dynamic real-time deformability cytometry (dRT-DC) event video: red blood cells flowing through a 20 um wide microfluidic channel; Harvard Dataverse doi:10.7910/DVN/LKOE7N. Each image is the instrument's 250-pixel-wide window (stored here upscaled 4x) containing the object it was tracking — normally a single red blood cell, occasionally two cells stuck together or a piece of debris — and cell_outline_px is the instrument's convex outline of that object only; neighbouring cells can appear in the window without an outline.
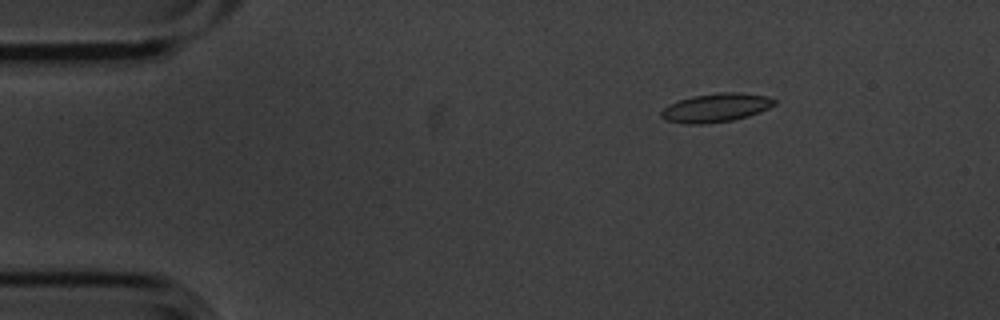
{"species": "common noctule bat (a hibernating species)", "species_latin": "Nyctalus noctula", "temperature_condition": "cold", "stored_images_in_passage": 4, "camera_frame_rate_fps": 3000, "um_per_image_px": 0.085, "animal": {"sex": "male", "body_mass_g": 20.1, "forearm_length_mm": 53.5}, "frame": {"image": 1, "passage_image": 2, "time_ms": 0.333, "image_size_px": [1000, 320], "cell_outline_px": [[776, 104], [760, 112], [748, 116], [732, 120], [704, 124], [684, 124], [664, 120], [660, 116], [660, 112], [668, 104], [692, 96], [720, 92], [740, 92], [768, 96], [776, 100]], "centroid_in_image_um": [60.84, 9.16], "position_along_channel_um": 24.2, "area_um2": 19.07}}